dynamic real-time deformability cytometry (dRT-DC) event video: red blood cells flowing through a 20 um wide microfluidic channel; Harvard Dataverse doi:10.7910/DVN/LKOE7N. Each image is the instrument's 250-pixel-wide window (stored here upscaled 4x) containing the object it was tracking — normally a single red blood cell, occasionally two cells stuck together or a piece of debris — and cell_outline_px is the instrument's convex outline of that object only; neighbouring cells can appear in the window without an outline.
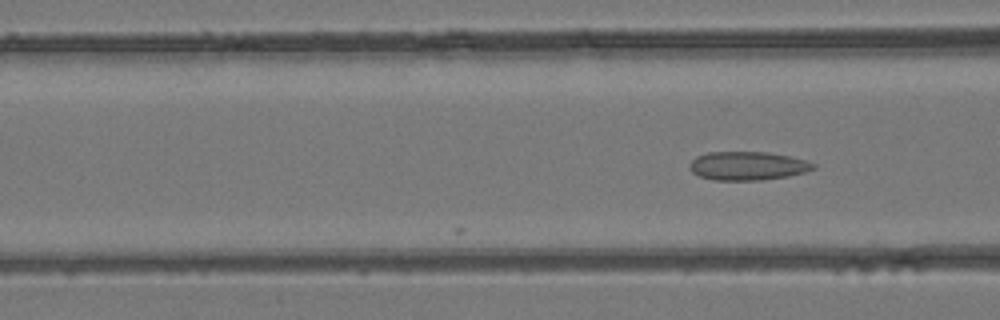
{"species": "common noctule bat (a hibernating species)", "species_latin": "Nyctalus noctula", "temperature_condition": "room temperature", "stored_images_in_passage": 7, "camera_frame_rate_fps": 3000, "um_per_image_px": 0.085, "animal": {"sex": "female", "body_mass_g": 24.6, "forearm_length_mm": 56.2}, "frame": {"image": 1, "passage_image": 7, "time_ms": 2.0, "image_size_px": [1000, 320], "cell_outline_px": [[816, 168], [804, 172], [788, 176], [760, 180], [712, 180], [700, 176], [692, 172], [688, 168], [688, 164], [696, 156], [708, 152], [768, 152], [788, 156], [804, 160], [816, 164]], "centroid_in_image_um": [63.51, 14.1], "position_along_channel_um": 103.1, "area_um2": 20.63}}